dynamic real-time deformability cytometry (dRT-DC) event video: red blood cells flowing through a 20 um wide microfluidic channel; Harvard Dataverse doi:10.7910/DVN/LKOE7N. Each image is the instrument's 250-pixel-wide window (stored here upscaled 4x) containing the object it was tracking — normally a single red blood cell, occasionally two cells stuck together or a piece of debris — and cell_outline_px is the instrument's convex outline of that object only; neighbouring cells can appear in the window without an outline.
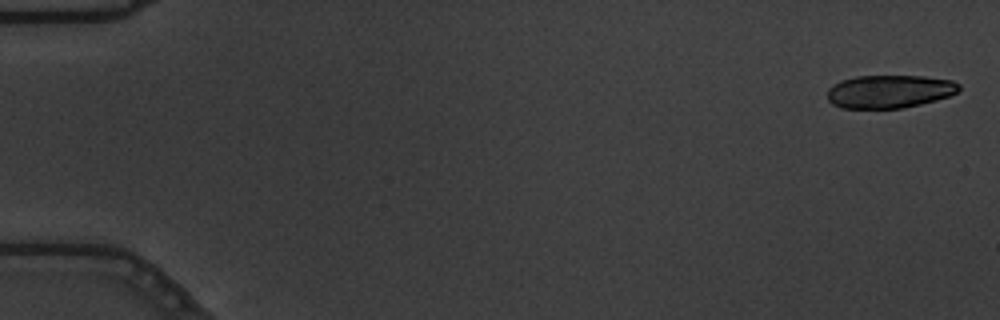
{"species": "common noctule bat (a hibernating species)", "species_latin": "Nyctalus noctula", "temperature_condition": "warm", "stored_images_in_passage": 57, "camera_frame_rate_fps": 3000, "um_per_image_px": 0.085, "animal": {"sex": "male", "body_mass_g": 19.5, "forearm_length_mm": 54.6}, "frame": {"image": 1, "passage_image": 2, "time_ms": 0.333, "image_size_px": [1000, 320], "cell_outline_px": [[960, 88], [956, 92], [948, 96], [936, 100], [904, 108], [840, 108], [832, 104], [828, 100], [828, 88], [832, 84], [840, 80], [856, 76], [924, 76], [952, 80], [960, 84]], "centroid_in_image_um": [75.57, 7.77], "position_along_channel_um": 9.4, "area_um2": 25.49}}
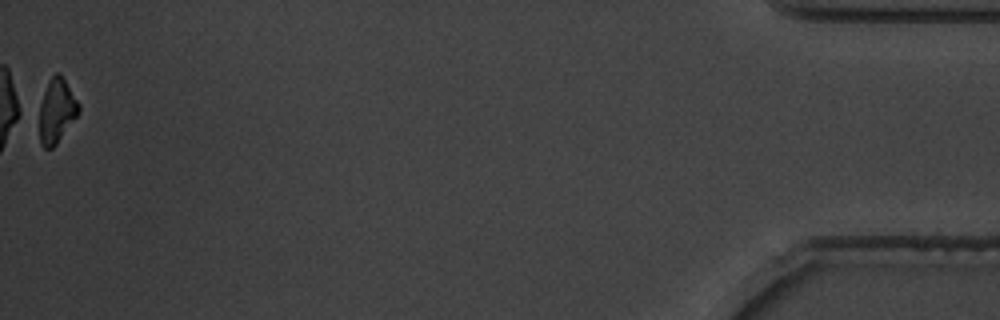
{"frame": {"image": 2, "passage_image": 57, "time_ms": 18.667, "image_size_px": [1000, 320], "cell_outline_px": [[80, 112], [56, 144], [52, 148], [44, 148], [40, 144], [32, 112], [32, 108], [48, 80], [56, 72], [60, 72], [80, 104]], "centroid_in_image_um": [4.65, 9.41], "position_along_channel_um": 430.5, "area_um2": 16.53}, "authors_computed_cell_mechanics": {"area_um2": 17.7446, "velocity_mm_per_s": 3.669, "shape_relaxation_time_tau1_ms": 3.9358, "shape_relaxation_time_tau2_ms": 10.2722, "deformation_change_tau1": 0.1837, "deformation_change_tau2": 0.202}}